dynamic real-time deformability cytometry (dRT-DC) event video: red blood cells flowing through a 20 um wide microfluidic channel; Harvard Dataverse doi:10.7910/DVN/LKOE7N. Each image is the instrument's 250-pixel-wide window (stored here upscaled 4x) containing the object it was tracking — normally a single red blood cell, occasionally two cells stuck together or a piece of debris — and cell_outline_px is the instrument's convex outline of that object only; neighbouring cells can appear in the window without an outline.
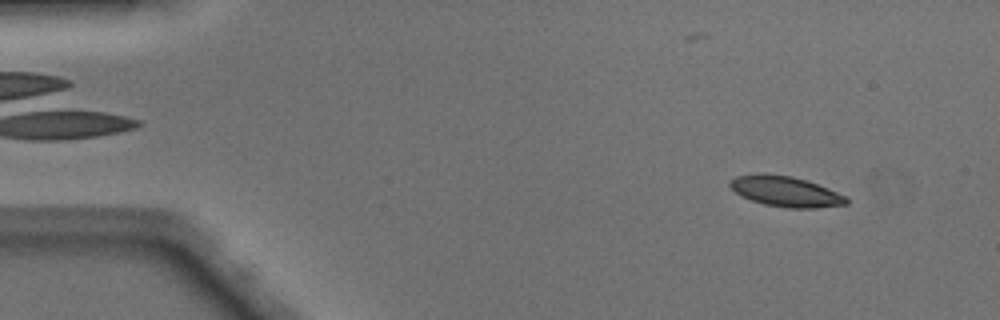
{"species": "Egyptian fruit bat (a non-hibernating species)", "species_latin": "Rousettus aegyptiacus", "temperature_condition": "warm", "stored_images_in_passage": 48, "camera_frame_rate_fps": 3000, "um_per_image_px": 0.085, "animal": {"sex": "male"}, "frame": {"image": 1, "passage_image": 4, "time_ms": 1.0, "image_size_px": [1000, 320], "cell_outline_px": [[848, 204], [816, 208], [788, 208], [764, 204], [740, 196], [728, 184], [728, 180], [736, 176], [764, 172], [792, 176], [808, 180], [848, 196]], "centroid_in_image_um": [66.78, 16.26], "position_along_channel_um": 18.2, "area_um2": 20.98}}
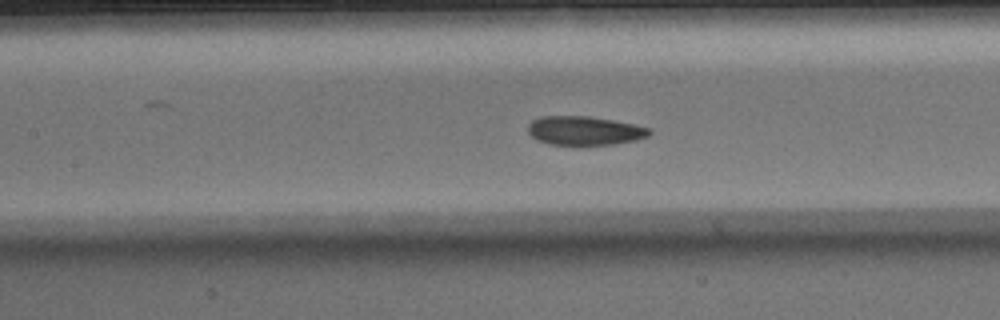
{"frame": {"image": 2, "passage_image": 21, "time_ms": 6.667, "image_size_px": [1000, 320], "cell_outline_px": [[652, 132], [648, 136], [636, 140], [612, 144], [552, 144], [536, 140], [528, 132], [528, 124], [532, 120], [540, 116], [588, 116], [612, 120], [632, 124], [648, 128]], "centroid_in_image_um": [49.65, 11.09], "position_along_channel_um": 157.8, "area_um2": 20.17}}
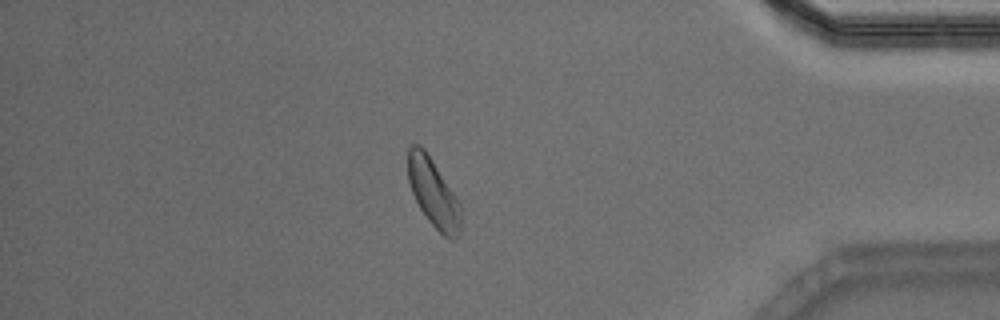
{"frame": {"image": 3, "passage_image": 41, "time_ms": 13.333, "image_size_px": [1000, 320], "cell_outline_px": [[460, 236], [456, 240], [452, 240], [444, 236], [428, 220], [420, 208], [412, 192], [408, 180], [408, 148], [412, 144], [420, 144], [424, 148], [456, 196], [460, 204]], "centroid_in_image_um": [36.84, 16.41], "position_along_channel_um": 398.4, "area_um2": 20.92}, "authors_computed_cell_mechanics": {"area_um2": 21.0681, "velocity_mm_per_s": 4.1232, "shape_relaxation_time_tau1_ms": 2.2629, "shape_relaxation_time_tau2_ms": 2.607, "deformation_change_tau1": 0.1189, "deformation_change_tau2": 0.0913}}